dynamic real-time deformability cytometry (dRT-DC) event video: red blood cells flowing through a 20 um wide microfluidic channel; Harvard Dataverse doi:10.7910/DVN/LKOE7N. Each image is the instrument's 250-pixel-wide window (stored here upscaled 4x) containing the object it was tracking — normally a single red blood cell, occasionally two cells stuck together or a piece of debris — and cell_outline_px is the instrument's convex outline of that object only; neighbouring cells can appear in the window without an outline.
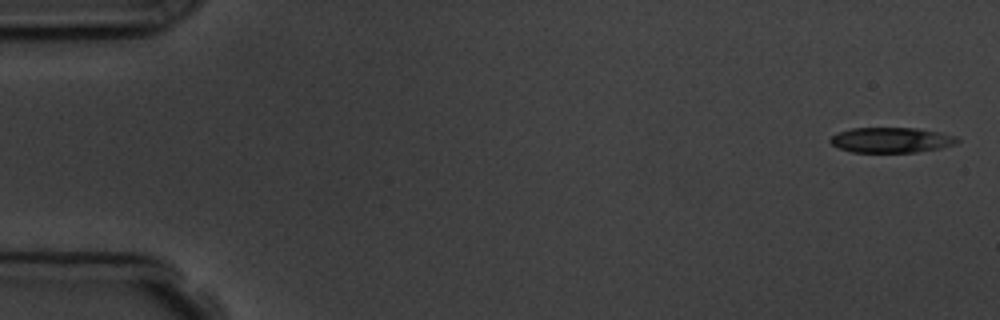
{"species": "common noctule bat (a hibernating species)", "species_latin": "Nyctalus noctula", "temperature_condition": "room temperature", "stored_images_in_passage": 5, "camera_frame_rate_fps": 3000, "um_per_image_px": 0.085, "animal": {"sex": "male", "body_mass_g": 19.5, "forearm_length_mm": 54.6}, "frame": {"image": 1, "passage_image": 1, "time_ms": 0.0, "image_size_px": [1000, 320], "cell_outline_px": [[960, 140], [956, 144], [940, 148], [916, 152], [852, 152], [840, 148], [832, 144], [828, 140], [832, 136], [840, 132], [852, 128], [916, 128], [940, 132], [956, 136]], "centroid_in_image_um": [75.79, 11.9], "position_along_channel_um": 9.2, "area_um2": 18.61}}